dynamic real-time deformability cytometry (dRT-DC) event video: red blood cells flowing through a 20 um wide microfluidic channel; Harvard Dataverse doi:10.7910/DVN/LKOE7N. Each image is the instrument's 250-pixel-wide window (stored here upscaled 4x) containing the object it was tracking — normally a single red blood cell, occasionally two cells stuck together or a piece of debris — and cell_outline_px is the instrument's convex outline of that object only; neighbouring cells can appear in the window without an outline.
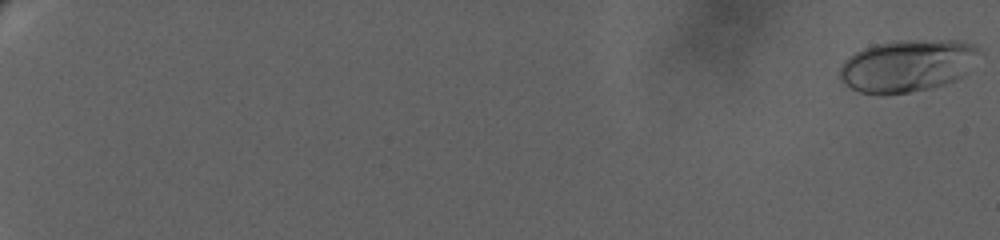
{"species": "human", "species_latin": "Homo sapiens", "temperature_condition": "warm", "stored_images_in_passage": 44, "camera_frame_rate_fps": 3000, "um_per_image_px": 0.085, "donor": {"sex": "female"}, "frame": {"image": 1, "passage_image": 1, "time_ms": 0.0, "image_size_px": [1000, 240], "cell_outline_px": [[976, 52], [960, 76], [944, 84], [928, 88], [908, 92], [880, 96], [860, 92], [852, 88], [840, 76], [840, 68], [856, 52], [864, 48], [876, 44], [896, 40], [960, 40], [972, 44], [976, 48]], "centroid_in_image_um": [77.04, 5.58], "position_along_channel_um": 8.0, "area_um2": 41.15}}
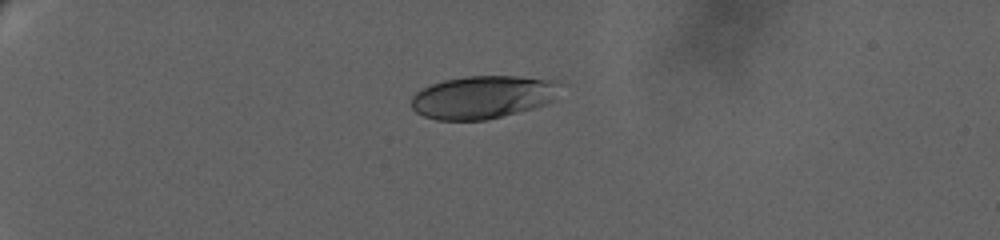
{"frame": {"image": 2, "passage_image": 32, "time_ms": 7.333, "image_size_px": [1000, 240], "cell_outline_px": [[552, 100], [544, 104], [532, 108], [484, 120], [436, 120], [424, 116], [416, 112], [412, 108], [412, 96], [416, 92], [432, 84], [444, 80], [464, 76], [516, 76], [540, 80], [544, 84]], "centroid_in_image_um": [40.74, 8.29], "position_along_channel_um": 44.3, "area_um2": 35.2}}